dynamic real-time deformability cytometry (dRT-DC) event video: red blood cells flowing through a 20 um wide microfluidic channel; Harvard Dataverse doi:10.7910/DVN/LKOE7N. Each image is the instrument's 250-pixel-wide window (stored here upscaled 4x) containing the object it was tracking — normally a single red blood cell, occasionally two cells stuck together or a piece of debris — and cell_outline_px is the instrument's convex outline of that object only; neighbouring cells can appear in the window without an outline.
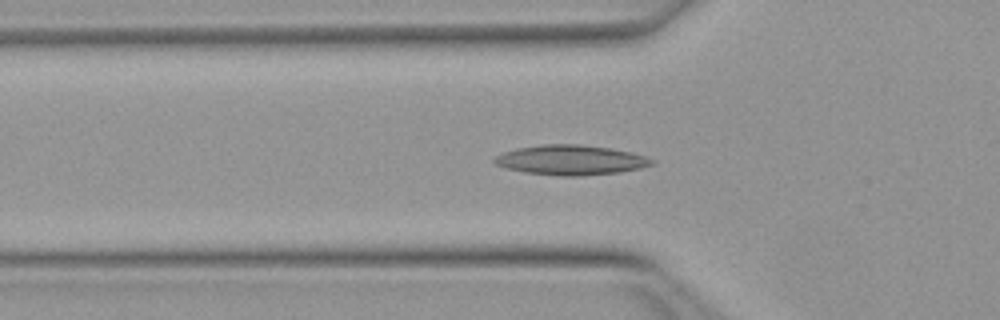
{"species": "Egyptian fruit bat (a non-hibernating species)", "species_latin": "Rousettus aegyptiacus", "temperature_condition": "warm", "stored_images_in_passage": 51, "segment_of_instrument_passage": [1, 2], "camera_frame_rate_fps": 3000, "um_per_image_px": 0.085, "animal": {"sex": "female"}, "frame": {"image": 1, "passage_image": 16, "time_ms": 5.0, "image_size_px": [1000, 320], "cell_outline_px": [[656, 164], [640, 168], [620, 172], [584, 176], [560, 176], [524, 172], [508, 168], [496, 164], [492, 160], [496, 156], [504, 152], [516, 148], [540, 144], [580, 144], [608, 148], [632, 152], [656, 160]], "centroid_in_image_um": [48.55, 13.6], "position_along_channel_um": 77.3, "area_um2": 27.51}}
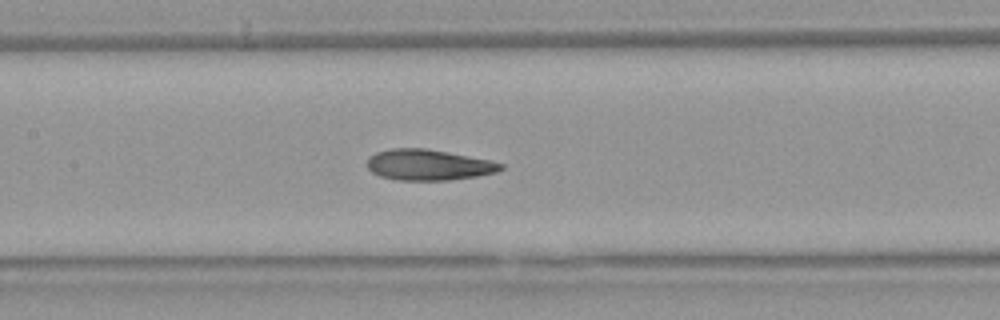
{"frame": {"image": 2, "passage_image": 23, "time_ms": 7.333, "image_size_px": [1000, 320], "cell_outline_px": [[504, 168], [496, 172], [476, 176], [448, 180], [396, 180], [380, 176], [372, 172], [368, 168], [368, 156], [376, 152], [392, 148], [424, 148], [448, 152], [488, 160], [504, 164]], "centroid_in_image_um": [36.39, 14.01], "position_along_channel_um": 171.0, "area_um2": 23.87}}
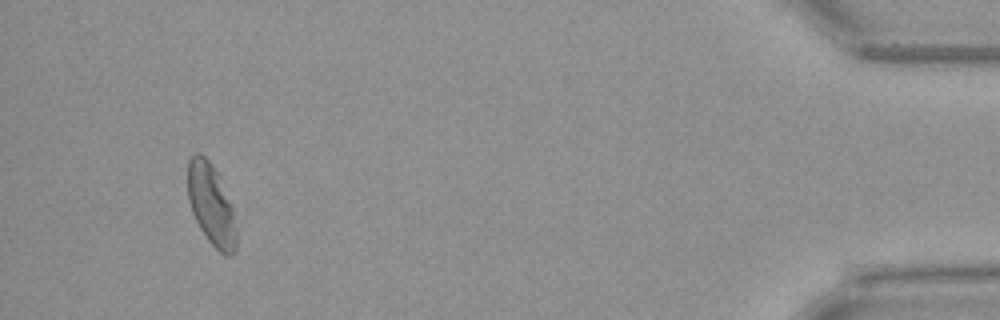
{"frame": {"image": 3, "passage_image": 47, "time_ms": 15.333, "image_size_px": [1000, 320], "cell_outline_px": [[236, 252], [232, 256], [224, 256], [208, 240], [200, 228], [192, 212], [188, 200], [188, 160], [196, 152], [200, 152], [212, 164], [220, 176], [232, 204], [236, 232]], "centroid_in_image_um": [17.97, 17.4], "position_along_channel_um": 417.2, "area_um2": 23.29}}